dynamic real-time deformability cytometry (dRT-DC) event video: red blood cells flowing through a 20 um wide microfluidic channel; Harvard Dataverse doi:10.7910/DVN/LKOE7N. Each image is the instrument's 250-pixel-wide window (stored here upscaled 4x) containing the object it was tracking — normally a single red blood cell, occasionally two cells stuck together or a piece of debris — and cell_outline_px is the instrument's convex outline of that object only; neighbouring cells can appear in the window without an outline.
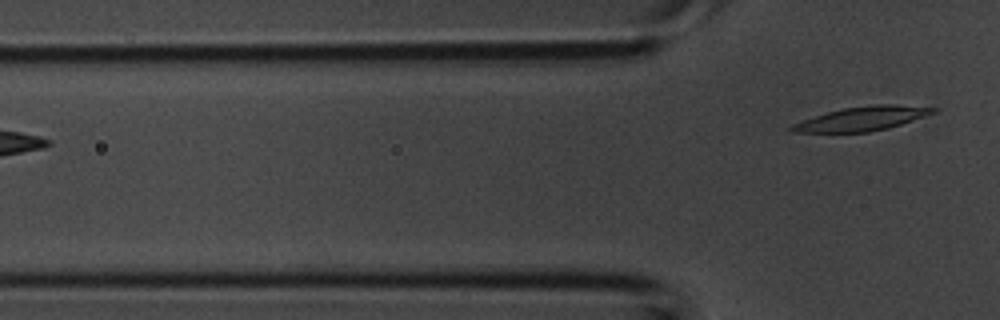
{"species": "common noctule bat (a hibernating species)", "species_latin": "Nyctalus noctula", "temperature_condition": "room temperature", "stored_images_in_passage": 4, "camera_frame_rate_fps": 3000, "um_per_image_px": 0.085, "animal": {"sex": "male", "body_mass_g": 20.1, "forearm_length_mm": 53.5}, "frame": {"image": 1, "passage_image": 4, "time_ms": 1.0, "image_size_px": [1000, 320], "cell_outline_px": [[940, 108], [936, 112], [888, 128], [868, 132], [792, 132], [788, 128], [792, 124], [828, 112], [844, 108], [876, 104], [896, 104]], "centroid_in_image_um": [73.3, 10.08], "position_along_channel_um": 52.5, "area_um2": 19.54}}